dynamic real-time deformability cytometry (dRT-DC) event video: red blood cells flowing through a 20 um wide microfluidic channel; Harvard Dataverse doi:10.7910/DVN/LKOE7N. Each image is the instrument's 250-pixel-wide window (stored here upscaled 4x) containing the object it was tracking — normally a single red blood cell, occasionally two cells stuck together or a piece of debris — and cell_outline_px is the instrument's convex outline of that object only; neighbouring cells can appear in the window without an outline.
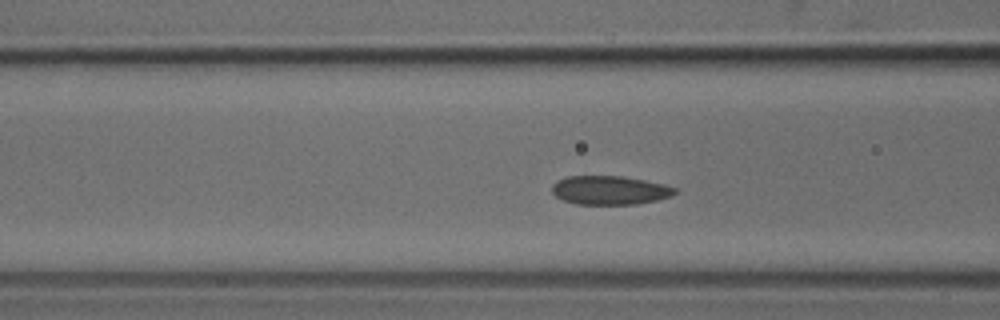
{"species": "common noctule bat (a hibernating species)", "species_latin": "Nyctalus noctula", "temperature_condition": "cold", "stored_images_in_passage": 45, "camera_frame_rate_fps": 3000, "um_per_image_px": 0.085, "animal": {"sex": "male", "body_mass_g": 18.8}, "frame": {"image": 1, "passage_image": 14, "time_ms": 4.333, "image_size_px": [1000, 320], "cell_outline_px": [[676, 192], [672, 196], [656, 200], [636, 204], [576, 204], [564, 200], [556, 196], [552, 192], [552, 184], [556, 180], [568, 176], [620, 176], [644, 180], [664, 184], [676, 188]], "centroid_in_image_um": [51.81, 16.16], "position_along_channel_um": 114.8, "area_um2": 20.58}}
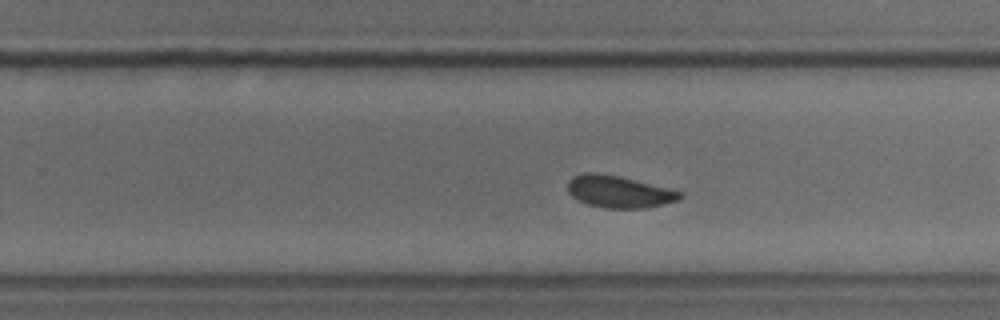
{"frame": {"image": 2, "passage_image": 26, "time_ms": 8.333, "image_size_px": [1000, 320], "cell_outline_px": [[684, 196], [680, 200], [664, 204], [644, 208], [604, 208], [588, 204], [576, 200], [568, 192], [568, 180], [572, 176], [584, 172], [600, 172], [620, 176], [684, 192]], "centroid_in_image_um": [52.61, 16.28], "position_along_channel_um": 277.2, "area_um2": 21.27}}
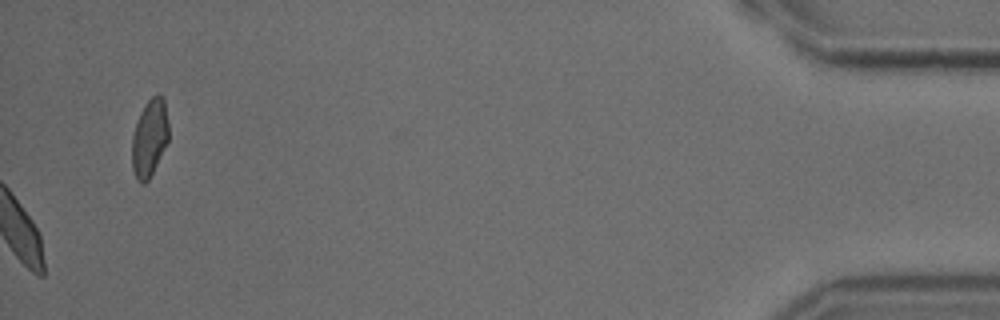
{"frame": {"image": 3, "passage_image": 45, "time_ms": 14.667, "image_size_px": [1000, 320], "cell_outline_px": [[168, 140], [148, 180], [144, 184], [140, 184], [136, 180], [132, 168], [132, 136], [140, 112], [144, 104], [156, 92], [164, 100], [168, 124]], "centroid_in_image_um": [12.69, 11.72], "position_along_channel_um": 422.5, "area_um2": 16.42}}